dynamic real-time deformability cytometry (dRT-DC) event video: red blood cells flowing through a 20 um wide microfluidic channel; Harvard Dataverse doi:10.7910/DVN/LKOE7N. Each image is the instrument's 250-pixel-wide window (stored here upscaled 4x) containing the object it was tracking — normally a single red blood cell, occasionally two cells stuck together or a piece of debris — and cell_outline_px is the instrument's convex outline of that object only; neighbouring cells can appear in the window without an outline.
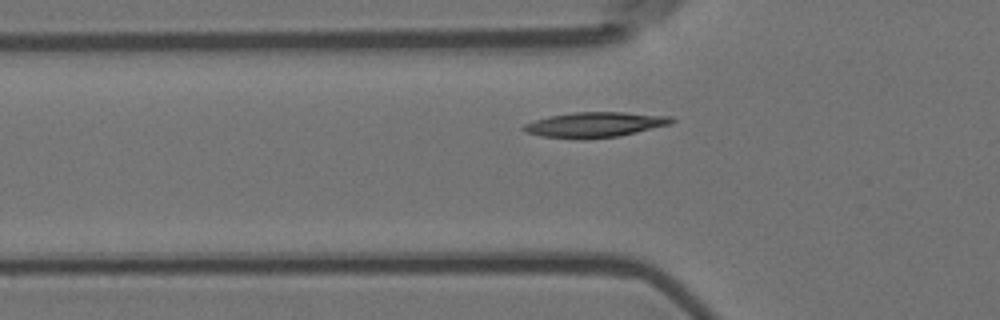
{"species": "Egyptian fruit bat (a non-hibernating species)", "species_latin": "Rousettus aegyptiacus", "temperature_condition": "room temperature", "stored_images_in_passage": 37, "camera_frame_rate_fps": 3000, "um_per_image_px": 0.085, "animal": {"sex": "female"}, "frame": {"image": 1, "passage_image": 7, "time_ms": 2.0, "image_size_px": [1000, 320], "cell_outline_px": [[676, 120], [672, 124], [620, 136], [584, 140], [580, 140], [540, 136], [524, 132], [520, 128], [524, 124], [548, 116], [576, 112], [624, 112], [672, 116]], "centroid_in_image_um": [50.57, 10.61], "position_along_channel_um": 75.2, "area_um2": 22.14}}
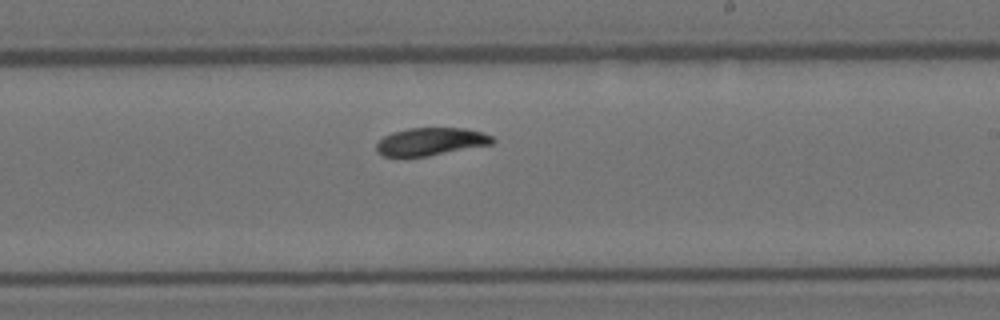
{"frame": {"image": 2, "passage_image": 22, "time_ms": 7.0, "image_size_px": [1000, 320], "cell_outline_px": [[496, 140], [492, 144], [428, 156], [384, 156], [376, 152], [376, 144], [384, 136], [392, 132], [408, 128], [464, 128], [480, 132], [492, 136]], "centroid_in_image_um": [36.6, 12.03], "position_along_channel_um": 252.4, "area_um2": 18.67}}
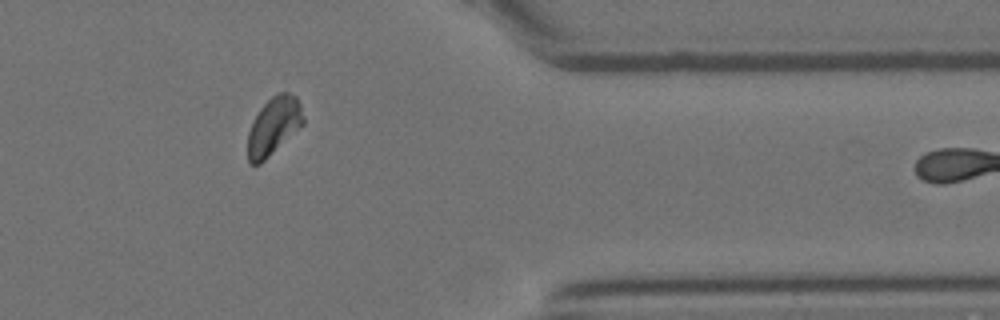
{"frame": {"image": 3, "passage_image": 35, "time_ms": 11.333, "image_size_px": [1000, 320], "cell_outline_px": [[304, 124], [260, 164], [248, 164], [248, 132], [260, 108], [276, 92], [288, 92], [296, 96], [300, 104], [304, 116]], "centroid_in_image_um": [23.28, 10.7], "position_along_channel_um": 388.1, "area_um2": 18.55}, "authors_computed_cell_mechanics": {"area_um2": 19.5942, "velocity_mm_per_s": 3.5393, "shape_relaxation_time_tau1_ms": 4.7905, "shape_relaxation_time_tau2_ms": null, "deformation_change_tau1": 0.1387, "deformation_change_tau2": null}}